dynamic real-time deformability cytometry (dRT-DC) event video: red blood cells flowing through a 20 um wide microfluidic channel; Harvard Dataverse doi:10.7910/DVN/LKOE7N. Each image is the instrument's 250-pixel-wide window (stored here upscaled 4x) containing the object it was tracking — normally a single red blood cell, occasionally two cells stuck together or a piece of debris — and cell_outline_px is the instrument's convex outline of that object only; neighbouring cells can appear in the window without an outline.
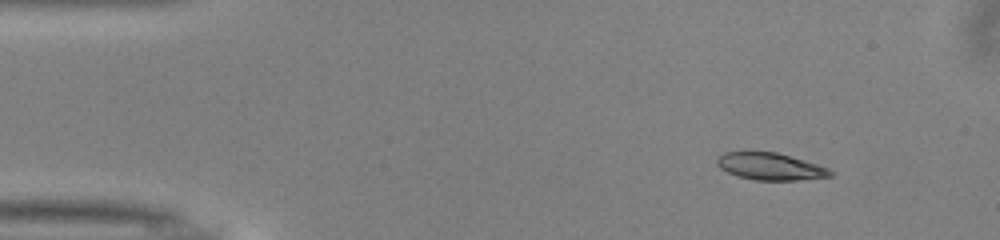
{"species": "common noctule bat (a hibernating species)", "species_latin": "Nyctalus noctula", "temperature_condition": "warm", "stored_images_in_passage": 46, "camera_frame_rate_fps": 3000, "um_per_image_px": 0.085, "animal": {"sex": "male", "body_mass_g": 13.0, "forearm_length_mm": 53.1}, "frame": {"image": 1, "passage_image": 1, "time_ms": 0.0, "image_size_px": [1000, 240], "cell_outline_px": [[832, 176], [796, 180], [756, 180], [740, 176], [728, 172], [720, 168], [716, 164], [716, 160], [724, 152], [776, 152], [816, 164], [828, 168], [832, 172]], "centroid_in_image_um": [65.45, 14.15], "position_along_channel_um": 19.5, "area_um2": 17.51}}
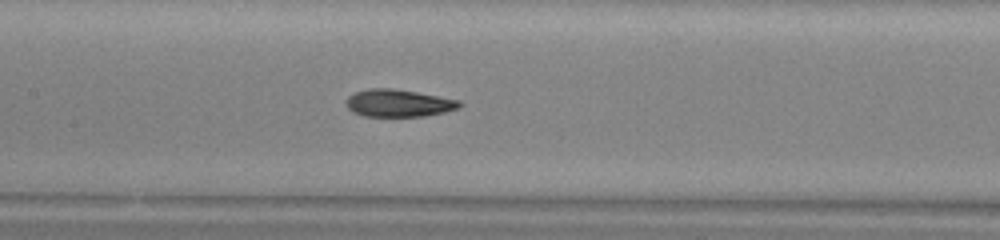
{"frame": {"image": 2, "passage_image": 19, "time_ms": 6.0, "image_size_px": [1000, 240], "cell_outline_px": [[464, 104], [460, 108], [444, 112], [424, 116], [364, 116], [352, 112], [348, 108], [348, 96], [352, 92], [368, 88], [392, 88], [416, 92], [460, 100]], "centroid_in_image_um": [33.89, 8.76], "position_along_channel_um": 173.5, "area_um2": 18.15}}
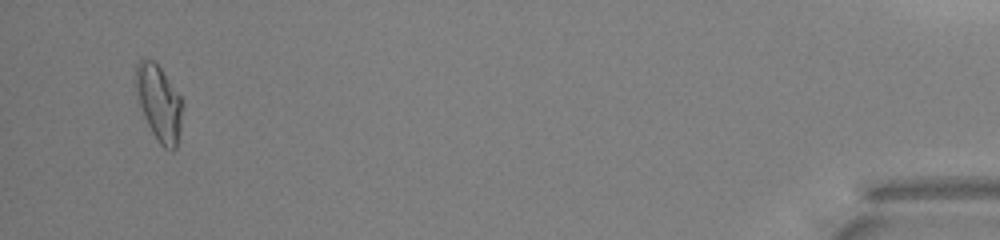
{"frame": {"image": 3, "passage_image": 44, "time_ms": 14.333, "image_size_px": [1000, 240], "cell_outline_px": [[184, 104], [180, 128], [176, 148], [172, 152], [164, 148], [160, 144], [152, 132], [136, 100], [136, 64], [140, 60], [152, 60], [160, 68], [180, 96]], "centroid_in_image_um": [13.52, 8.79], "position_along_channel_um": 421.7, "area_um2": 20.52}, "authors_computed_cell_mechanics": {"area_um2": 18.4093, "velocity_mm_per_s": 4.0234, "shape_relaxation_time_tau1_ms": 5.8541, "shape_relaxation_time_tau2_ms": 1.4909, "deformation_change_tau1": 0.2154, "deformation_change_tau2": 0.0824}}